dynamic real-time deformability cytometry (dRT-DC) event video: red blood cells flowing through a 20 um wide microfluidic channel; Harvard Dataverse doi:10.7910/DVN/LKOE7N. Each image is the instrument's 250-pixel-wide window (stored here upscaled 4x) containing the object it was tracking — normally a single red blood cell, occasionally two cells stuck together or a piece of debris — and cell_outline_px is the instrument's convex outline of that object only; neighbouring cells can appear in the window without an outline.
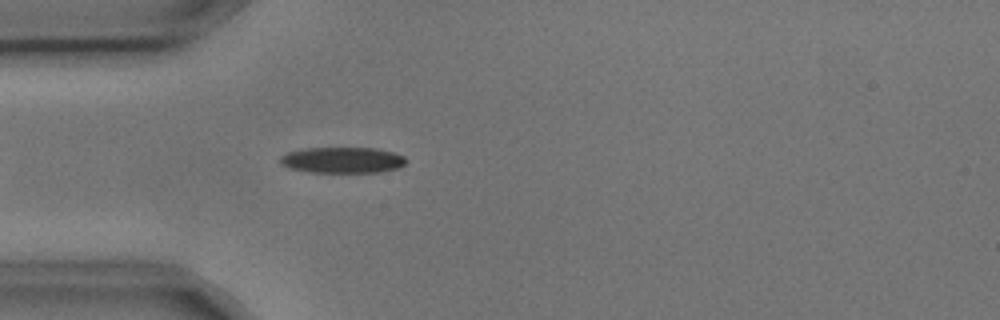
{"species": "common noctule bat (a hibernating species)", "species_latin": "Nyctalus noctula", "temperature_condition": "cold", "stored_images_in_passage": 1, "camera_frame_rate_fps": 3000, "um_per_image_px": 0.085, "animal": {"sex": "male", "body_mass_g": 17.9, "forearm_length_mm": 54.2}, "frame": {"image": 1, "passage_image": 1, "time_ms": 0.0, "image_size_px": [1000, 320], "cell_outline_px": [[408, 160], [404, 164], [396, 168], [380, 172], [308, 172], [288, 168], [280, 164], [280, 156], [288, 152], [304, 148], [376, 148], [392, 152], [404, 156]], "centroid_in_image_um": [29.08, 13.6], "position_along_channel_um": 55.9, "area_um2": 19.07}}